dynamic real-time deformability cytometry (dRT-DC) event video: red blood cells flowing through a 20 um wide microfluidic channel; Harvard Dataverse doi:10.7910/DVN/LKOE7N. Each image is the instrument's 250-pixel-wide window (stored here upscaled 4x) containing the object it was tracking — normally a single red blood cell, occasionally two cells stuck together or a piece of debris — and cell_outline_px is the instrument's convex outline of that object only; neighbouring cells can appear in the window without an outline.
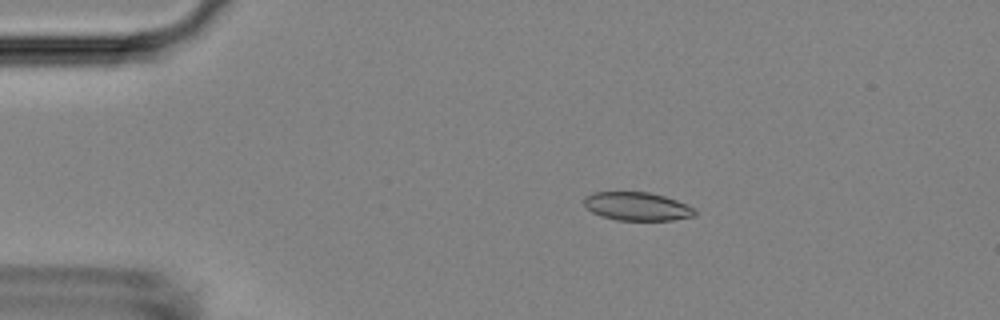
{"species": "Egyptian fruit bat (a non-hibernating species)", "species_latin": "Rousettus aegyptiacus", "temperature_condition": "room temperature", "stored_images_in_passage": 53, "camera_frame_rate_fps": 3000, "um_per_image_px": 0.085, "animal": {"sex": "female"}, "frame": {"image": 1, "passage_image": 10, "time_ms": 3.0, "image_size_px": [1000, 320], "cell_outline_px": [[696, 216], [672, 220], [616, 220], [600, 216], [592, 212], [584, 204], [584, 196], [592, 192], [648, 192], [664, 196], [676, 200], [696, 208]], "centroid_in_image_um": [54.16, 17.54], "position_along_channel_um": 30.8, "area_um2": 18.44}}
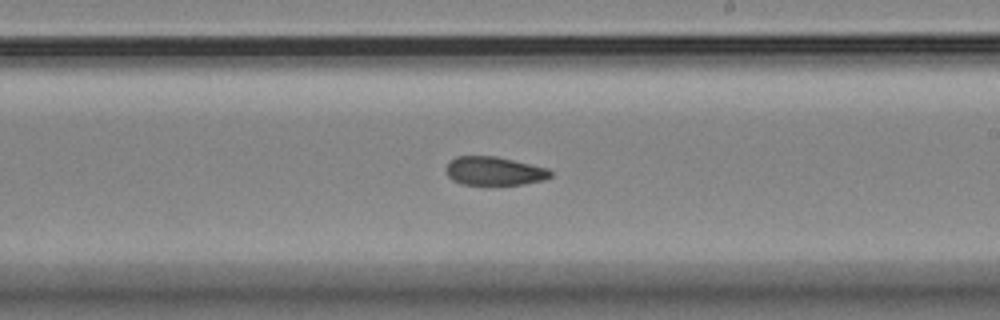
{"frame": {"image": 2, "passage_image": 31, "time_ms": 10.0, "image_size_px": [1000, 320], "cell_outline_px": [[552, 176], [544, 180], [524, 184], [460, 184], [452, 180], [448, 176], [444, 168], [448, 160], [456, 156], [496, 156], [548, 168], [552, 172]], "centroid_in_image_um": [41.97, 14.53], "position_along_channel_um": 247.0, "area_um2": 17.57}}
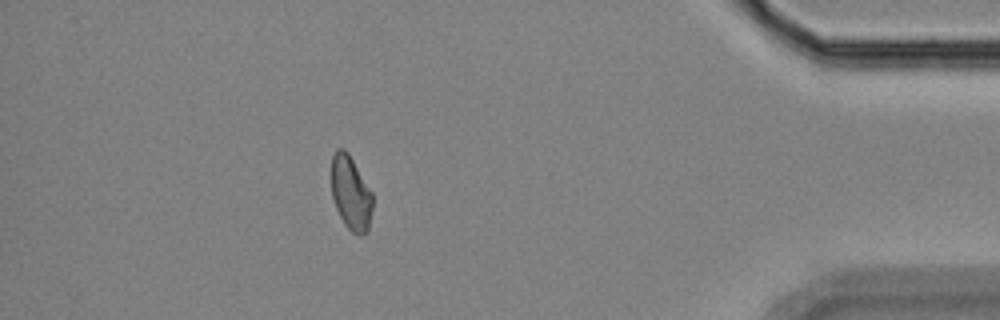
{"frame": {"image": 3, "passage_image": 47, "time_ms": 15.333, "image_size_px": [1000, 320], "cell_outline_px": [[372, 208], [368, 232], [364, 236], [360, 236], [352, 232], [344, 224], [336, 208], [332, 196], [332, 156], [336, 148], [344, 148], [348, 152], [372, 192]], "centroid_in_image_um": [29.83, 16.43], "position_along_channel_um": 405.4, "area_um2": 17.86}, "authors_computed_cell_mechanics": {"area_um2": 18.4382, "velocity_mm_per_s": 3.7868, "shape_relaxation_time_tau1_ms": null, "shape_relaxation_time_tau2_ms": 7.0073, "deformation_change_tau1": null, "deformation_change_tau2": 0.1125}}